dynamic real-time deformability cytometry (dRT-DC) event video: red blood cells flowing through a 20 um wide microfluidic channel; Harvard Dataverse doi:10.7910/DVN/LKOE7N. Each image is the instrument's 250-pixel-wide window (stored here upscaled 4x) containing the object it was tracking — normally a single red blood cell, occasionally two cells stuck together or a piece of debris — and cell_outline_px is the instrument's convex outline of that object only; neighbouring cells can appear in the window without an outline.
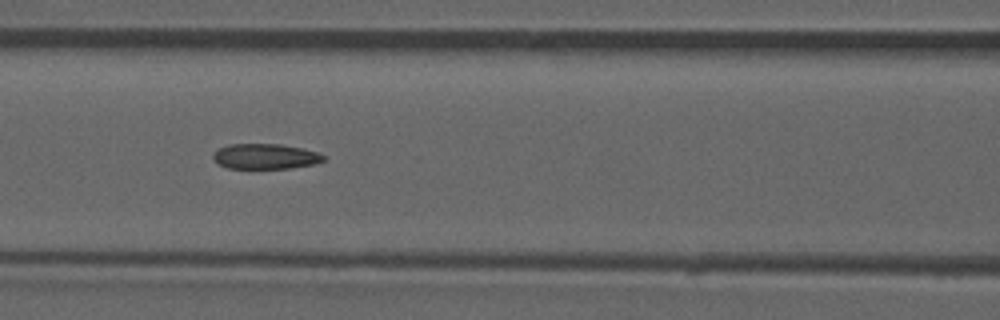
{"species": "common noctule bat (a hibernating species)", "species_latin": "Nyctalus noctula", "temperature_condition": "room temperature", "stored_images_in_passage": 51, "camera_frame_rate_fps": 3000, "um_per_image_px": 0.085, "animal": {"sex": "male", "forearm_length_mm": 52.5}, "frame": {"image": 1, "passage_image": 22, "time_ms": 7.0, "image_size_px": [1000, 320], "cell_outline_px": [[324, 160], [316, 164], [288, 168], [228, 168], [216, 164], [212, 160], [212, 156], [220, 148], [228, 144], [280, 144], [320, 152], [324, 156]], "centroid_in_image_um": [22.54, 13.3], "position_along_channel_um": 144.1, "area_um2": 16.3}, "authors_computed_cell_mechanics": {"area_um2": 17.051, "velocity_mm_per_s": 3.9578, "shape_relaxation_time_tau1_ms": null, "shape_relaxation_time_tau2_ms": 2.2633, "deformation_change_tau1": null, "deformation_change_tau2": 0.09}}